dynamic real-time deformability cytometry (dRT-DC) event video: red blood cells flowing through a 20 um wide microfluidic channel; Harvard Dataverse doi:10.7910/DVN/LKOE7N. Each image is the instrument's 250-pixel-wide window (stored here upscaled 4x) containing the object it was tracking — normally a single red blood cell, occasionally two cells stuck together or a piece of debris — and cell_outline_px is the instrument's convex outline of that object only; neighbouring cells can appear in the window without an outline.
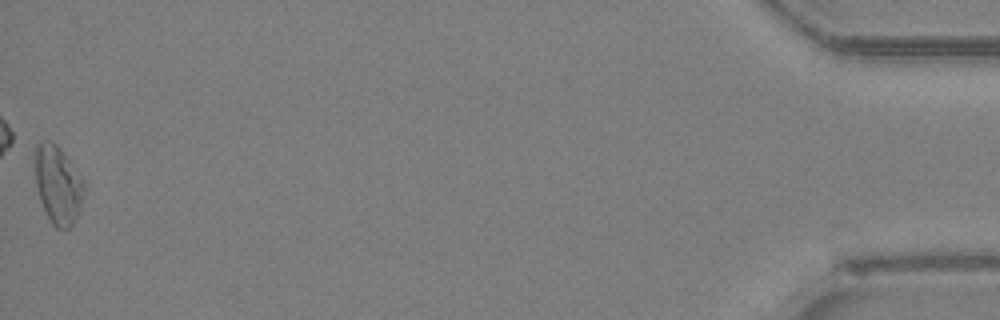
{"species": "Egyptian fruit bat (a non-hibernating species)", "species_latin": "Rousettus aegyptiacus", "temperature_condition": "room temperature", "stored_images_in_passage": 39, "camera_frame_rate_fps": 3000, "um_per_image_px": 0.085, "animal": {"sex": "female"}, "frame": {"image": 1, "passage_image": 39, "time_ms": 12.667, "image_size_px": [1000, 320], "cell_outline_px": [[84, 192], [76, 216], [72, 224], [68, 228], [56, 228], [52, 224], [40, 200], [36, 184], [36, 144], [40, 140], [48, 140], [56, 144], [60, 148], [84, 180]], "centroid_in_image_um": [4.92, 15.67], "position_along_channel_um": 430.3, "area_um2": 21.85}}